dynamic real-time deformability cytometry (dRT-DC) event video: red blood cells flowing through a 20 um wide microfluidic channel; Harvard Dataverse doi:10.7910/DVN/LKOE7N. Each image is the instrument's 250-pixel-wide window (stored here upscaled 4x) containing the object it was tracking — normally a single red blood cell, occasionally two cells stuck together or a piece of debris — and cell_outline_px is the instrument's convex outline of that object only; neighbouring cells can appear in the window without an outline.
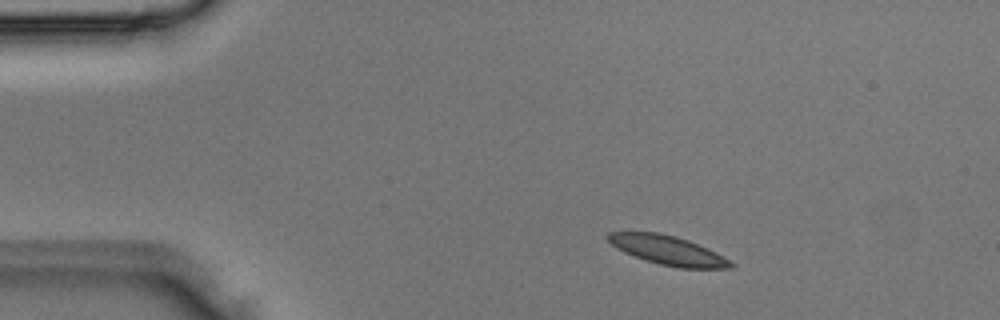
{"species": "Egyptian fruit bat (a non-hibernating species)", "species_latin": "Rousettus aegyptiacus", "temperature_condition": "room temperature", "stored_images_in_passage": 2, "camera_frame_rate_fps": 3000, "um_per_image_px": 0.085, "animal": {"sex": "male"}, "frame": {"image": 1, "passage_image": 1, "time_ms": 0.0, "image_size_px": [1000, 320], "cell_outline_px": [[736, 264], [732, 268], [680, 268], [660, 264], [624, 252], [616, 248], [608, 240], [608, 232], [656, 232], [676, 236], [688, 240], [716, 252]], "centroid_in_image_um": [56.8, 21.27], "position_along_channel_um": 28.2, "area_um2": 20.52}}